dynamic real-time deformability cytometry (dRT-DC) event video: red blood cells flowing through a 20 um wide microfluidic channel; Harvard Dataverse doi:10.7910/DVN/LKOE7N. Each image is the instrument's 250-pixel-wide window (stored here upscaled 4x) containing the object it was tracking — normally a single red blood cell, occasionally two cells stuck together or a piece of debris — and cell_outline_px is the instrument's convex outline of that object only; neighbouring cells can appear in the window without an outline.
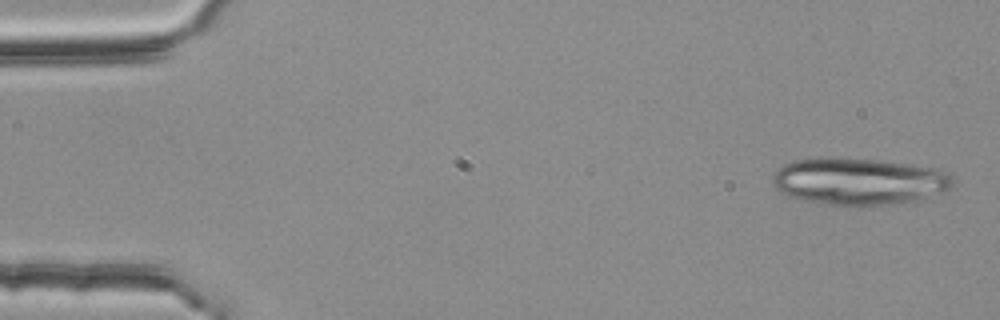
{"species": "common noctule bat (a hibernating species)", "species_latin": "Nyctalus noctula", "temperature_condition": "room temperature", "stored_images_in_passage": 4, "camera_frame_rate_fps": 3000, "um_per_image_px": 0.085, "animal": {"sex": "female", "body_mass_g": 25.1}, "frame": {"image": 1, "passage_image": 1, "time_ms": 0.0, "image_size_px": [1000, 320], "cell_outline_px": [[952, 188], [944, 192], [916, 200], [860, 208], [852, 208], [800, 200], [788, 196], [780, 192], [772, 184], [772, 176], [784, 164], [796, 160], [828, 156], [840, 156], [880, 160], [912, 164], [936, 168], [948, 172], [952, 176]], "centroid_in_image_um": [72.99, 15.42], "position_along_channel_um": 12.0, "area_um2": 50.58}}